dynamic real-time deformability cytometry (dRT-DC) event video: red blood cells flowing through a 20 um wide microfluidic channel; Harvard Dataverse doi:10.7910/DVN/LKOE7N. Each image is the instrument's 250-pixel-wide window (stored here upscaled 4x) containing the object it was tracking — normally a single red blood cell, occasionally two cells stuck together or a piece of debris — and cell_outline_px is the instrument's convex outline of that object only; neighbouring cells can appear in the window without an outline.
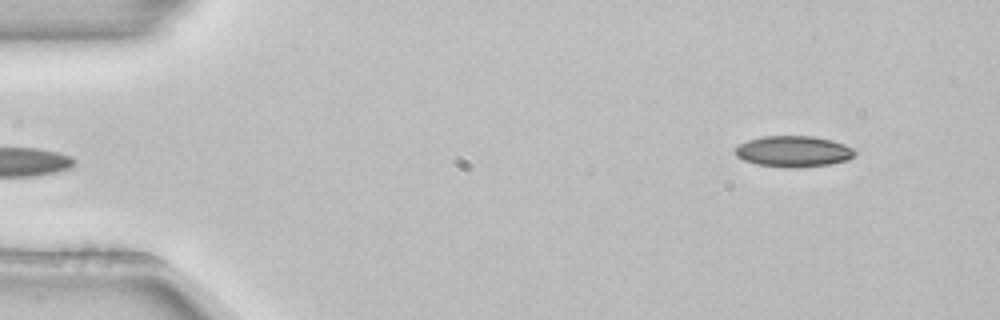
{"species": "common noctule bat (a hibernating species)", "species_latin": "Nyctalus noctula", "temperature_condition": "room temperature", "stored_images_in_passage": 5, "segment_of_instrument_passage": [2, 2], "camera_frame_rate_fps": 3000, "um_per_image_px": 0.085, "animal": {"sex": "female", "body_mass_g": 22.7, "forearm_length_mm": 54.2}, "frame": {"image": 1, "passage_image": 5, "time_ms": 1.333, "image_size_px": [1000, 320], "cell_outline_px": [[856, 152], [848, 160], [828, 164], [792, 168], [788, 168], [756, 164], [744, 160], [736, 156], [736, 148], [740, 144], [748, 140], [760, 136], [812, 136], [832, 140], [844, 144], [852, 148]], "centroid_in_image_um": [67.43, 12.86], "position_along_channel_um": 17.6, "area_um2": 21.5}}